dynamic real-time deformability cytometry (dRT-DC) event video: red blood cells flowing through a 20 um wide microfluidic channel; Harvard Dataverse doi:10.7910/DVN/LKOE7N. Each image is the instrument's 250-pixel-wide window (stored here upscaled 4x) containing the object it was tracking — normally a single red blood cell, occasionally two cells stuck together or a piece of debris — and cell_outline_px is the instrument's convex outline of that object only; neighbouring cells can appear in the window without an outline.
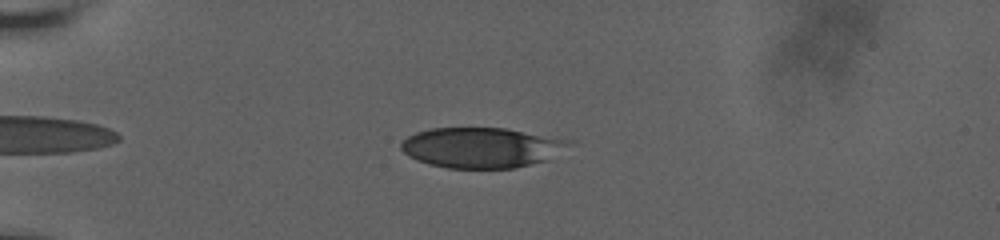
{"species": "human", "species_latin": "Homo sapiens", "temperature_condition": "room temperature", "stored_images_in_passage": 50, "camera_frame_rate_fps": 3000, "um_per_image_px": 0.085, "donor": {"sex": "male"}, "frame": {"image": 1, "passage_image": 8, "time_ms": 2.333, "image_size_px": [1000, 240], "cell_outline_px": [[576, 140], [572, 144], [544, 160], [512, 168], [448, 168], [428, 164], [408, 156], [400, 148], [400, 144], [408, 136], [416, 132], [432, 128], [504, 128]], "centroid_in_image_um": [40.91, 12.53], "position_along_channel_um": 44.1, "area_um2": 39.19}}
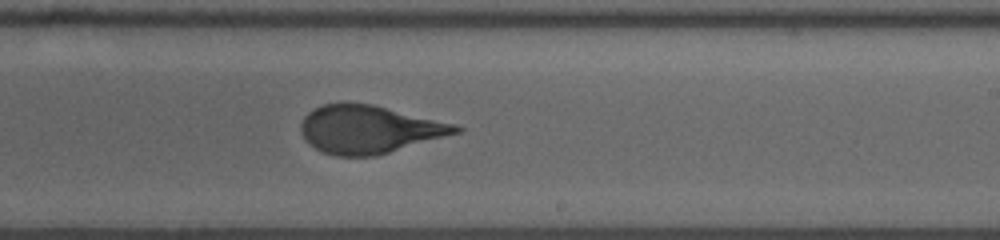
{"frame": {"image": 2, "passage_image": 29, "time_ms": 9.333, "image_size_px": [1000, 240], "cell_outline_px": [[464, 128], [460, 132], [376, 156], [336, 156], [320, 152], [308, 144], [300, 132], [300, 124], [304, 116], [308, 112], [324, 104], [372, 104], [456, 124]], "centroid_in_image_um": [31.35, 11.02], "position_along_channel_um": 257.7, "area_um2": 43.06}}
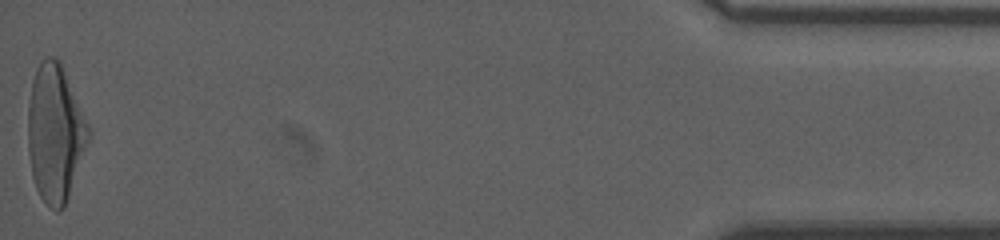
{"frame": {"image": 3, "passage_image": 50, "time_ms": 16.333, "image_size_px": [1000, 240], "cell_outline_px": [[92, 132], [64, 208], [56, 212], [40, 196], [36, 188], [32, 176], [28, 152], [28, 108], [32, 80], [36, 68], [40, 60], [44, 56], [52, 56], [60, 60]], "centroid_in_image_um": [4.68, 11.28], "position_along_channel_um": 430.5, "area_um2": 48.49}, "authors_computed_cell_mechanics": {"area_um2": 43.4656, "velocity_mm_per_s": 3.6747, "shape_relaxation_time_tau1_ms": 3.9639, "shape_relaxation_time_tau2_ms": 0.8024, "deformation_change_tau1": 0.1798, "deformation_change_tau2": 0.0702}}